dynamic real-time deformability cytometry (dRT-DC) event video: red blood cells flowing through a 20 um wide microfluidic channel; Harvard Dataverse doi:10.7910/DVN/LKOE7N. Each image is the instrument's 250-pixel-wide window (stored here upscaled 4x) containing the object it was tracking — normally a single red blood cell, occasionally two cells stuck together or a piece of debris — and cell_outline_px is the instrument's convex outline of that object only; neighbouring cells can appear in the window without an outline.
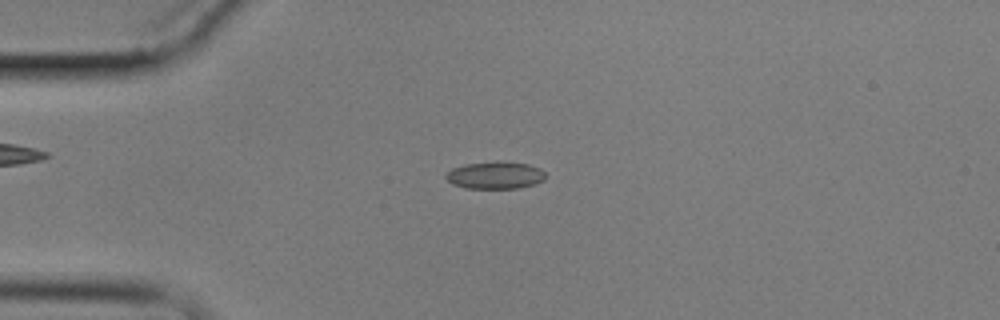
{"species": "common noctule bat (a hibernating species)", "species_latin": "Nyctalus noctula", "temperature_condition": "cold", "stored_images_in_passage": 3, "camera_frame_rate_fps": 3000, "um_per_image_px": 0.085, "animal": {"sex": "male", "body_mass_g": 17.9}, "frame": {"image": 1, "passage_image": 2, "time_ms": 1.333, "image_size_px": [1000, 320], "cell_outline_px": [[544, 180], [536, 184], [520, 188], [464, 188], [452, 184], [444, 176], [452, 168], [464, 164], [528, 164], [540, 168], [544, 172]], "centroid_in_image_um": [42.08, 14.95], "position_along_channel_um": 42.9, "area_um2": 15.14}}